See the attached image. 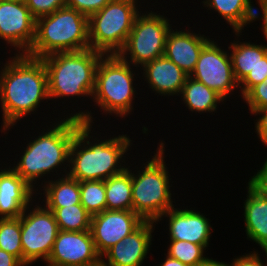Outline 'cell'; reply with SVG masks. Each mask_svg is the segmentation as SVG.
Instances as JSON below:
<instances>
[{
    "instance_id": "1",
    "label": "cell",
    "mask_w": 267,
    "mask_h": 266,
    "mask_svg": "<svg viewBox=\"0 0 267 266\" xmlns=\"http://www.w3.org/2000/svg\"><path fill=\"white\" fill-rule=\"evenodd\" d=\"M14 55L0 71L1 132L4 134L22 117L38 111L41 101L50 99L48 75L42 59L27 54Z\"/></svg>"
},
{
    "instance_id": "2",
    "label": "cell",
    "mask_w": 267,
    "mask_h": 266,
    "mask_svg": "<svg viewBox=\"0 0 267 266\" xmlns=\"http://www.w3.org/2000/svg\"><path fill=\"white\" fill-rule=\"evenodd\" d=\"M92 114L91 111L87 110L78 111L69 114V117L66 115V119L62 118L61 121L58 119L57 123L50 124V128L48 127L46 132L43 131L42 134L39 132V136L33 140L30 139L26 148L22 147L24 151L19 157L20 160L18 159L16 166L11 168L37 192L39 190V187L36 188L37 179H42L43 176L48 177V174L51 175L50 172L53 174L54 170L58 177L64 172V175H67L72 140L77 134V128L82 123L93 126ZM59 169L64 170H61L63 172L59 174V172L57 173Z\"/></svg>"
},
{
    "instance_id": "3",
    "label": "cell",
    "mask_w": 267,
    "mask_h": 266,
    "mask_svg": "<svg viewBox=\"0 0 267 266\" xmlns=\"http://www.w3.org/2000/svg\"><path fill=\"white\" fill-rule=\"evenodd\" d=\"M91 129L92 125L82 123L77 128V134L69 150L68 175L79 182L104 181L122 172L127 168L124 165L126 163L124 154L126 155L132 146V140L127 134L96 141L93 139Z\"/></svg>"
},
{
    "instance_id": "4",
    "label": "cell",
    "mask_w": 267,
    "mask_h": 266,
    "mask_svg": "<svg viewBox=\"0 0 267 266\" xmlns=\"http://www.w3.org/2000/svg\"><path fill=\"white\" fill-rule=\"evenodd\" d=\"M103 56L89 48L57 52L41 58L48 75L49 100L74 96L92 99L97 66Z\"/></svg>"
},
{
    "instance_id": "5",
    "label": "cell",
    "mask_w": 267,
    "mask_h": 266,
    "mask_svg": "<svg viewBox=\"0 0 267 266\" xmlns=\"http://www.w3.org/2000/svg\"><path fill=\"white\" fill-rule=\"evenodd\" d=\"M89 48L88 17L65 6L36 19L34 42L26 54L43 58L57 52H74Z\"/></svg>"
},
{
    "instance_id": "6",
    "label": "cell",
    "mask_w": 267,
    "mask_h": 266,
    "mask_svg": "<svg viewBox=\"0 0 267 266\" xmlns=\"http://www.w3.org/2000/svg\"><path fill=\"white\" fill-rule=\"evenodd\" d=\"M152 159L132 173L133 211L144 221L156 222L169 209L174 208L168 167L165 162V143H158ZM136 174H135V173Z\"/></svg>"
},
{
    "instance_id": "7",
    "label": "cell",
    "mask_w": 267,
    "mask_h": 266,
    "mask_svg": "<svg viewBox=\"0 0 267 266\" xmlns=\"http://www.w3.org/2000/svg\"><path fill=\"white\" fill-rule=\"evenodd\" d=\"M131 66L118 55H104L100 59L92 98L104 114L125 118L134 110L136 74Z\"/></svg>"
},
{
    "instance_id": "8",
    "label": "cell",
    "mask_w": 267,
    "mask_h": 266,
    "mask_svg": "<svg viewBox=\"0 0 267 266\" xmlns=\"http://www.w3.org/2000/svg\"><path fill=\"white\" fill-rule=\"evenodd\" d=\"M138 0H112L88 18L89 45L103 55H117L124 47L136 16ZM137 5V6H136Z\"/></svg>"
},
{
    "instance_id": "9",
    "label": "cell",
    "mask_w": 267,
    "mask_h": 266,
    "mask_svg": "<svg viewBox=\"0 0 267 266\" xmlns=\"http://www.w3.org/2000/svg\"><path fill=\"white\" fill-rule=\"evenodd\" d=\"M169 21L164 15L152 10L139 13L124 47L117 55L133 67L141 66L140 68L163 56L166 38L172 29Z\"/></svg>"
},
{
    "instance_id": "10",
    "label": "cell",
    "mask_w": 267,
    "mask_h": 266,
    "mask_svg": "<svg viewBox=\"0 0 267 266\" xmlns=\"http://www.w3.org/2000/svg\"><path fill=\"white\" fill-rule=\"evenodd\" d=\"M34 204L36 205L32 207L31 203L20 215L21 245L25 266L39 259L47 262L60 231L54 213L45 206H40L39 203Z\"/></svg>"
},
{
    "instance_id": "11",
    "label": "cell",
    "mask_w": 267,
    "mask_h": 266,
    "mask_svg": "<svg viewBox=\"0 0 267 266\" xmlns=\"http://www.w3.org/2000/svg\"><path fill=\"white\" fill-rule=\"evenodd\" d=\"M190 77L214 90L224 100L230 97L236 88L239 89L229 52L219 47L215 40H211L202 49Z\"/></svg>"
},
{
    "instance_id": "12",
    "label": "cell",
    "mask_w": 267,
    "mask_h": 266,
    "mask_svg": "<svg viewBox=\"0 0 267 266\" xmlns=\"http://www.w3.org/2000/svg\"><path fill=\"white\" fill-rule=\"evenodd\" d=\"M35 26L36 19L24 0H0V39L11 48L13 46L17 54H26L30 50Z\"/></svg>"
},
{
    "instance_id": "13",
    "label": "cell",
    "mask_w": 267,
    "mask_h": 266,
    "mask_svg": "<svg viewBox=\"0 0 267 266\" xmlns=\"http://www.w3.org/2000/svg\"><path fill=\"white\" fill-rule=\"evenodd\" d=\"M234 42V43H233ZM228 49L235 80L243 97L253 86L267 78V45L233 41Z\"/></svg>"
},
{
    "instance_id": "14",
    "label": "cell",
    "mask_w": 267,
    "mask_h": 266,
    "mask_svg": "<svg viewBox=\"0 0 267 266\" xmlns=\"http://www.w3.org/2000/svg\"><path fill=\"white\" fill-rule=\"evenodd\" d=\"M47 266H98V254L90 231H59Z\"/></svg>"
},
{
    "instance_id": "15",
    "label": "cell",
    "mask_w": 267,
    "mask_h": 266,
    "mask_svg": "<svg viewBox=\"0 0 267 266\" xmlns=\"http://www.w3.org/2000/svg\"><path fill=\"white\" fill-rule=\"evenodd\" d=\"M144 220L133 210H104L91 216L90 232L100 256L135 231Z\"/></svg>"
},
{
    "instance_id": "16",
    "label": "cell",
    "mask_w": 267,
    "mask_h": 266,
    "mask_svg": "<svg viewBox=\"0 0 267 266\" xmlns=\"http://www.w3.org/2000/svg\"><path fill=\"white\" fill-rule=\"evenodd\" d=\"M155 225L153 221H144L135 231L107 250L101 256V264L104 266H143L152 244Z\"/></svg>"
},
{
    "instance_id": "17",
    "label": "cell",
    "mask_w": 267,
    "mask_h": 266,
    "mask_svg": "<svg viewBox=\"0 0 267 266\" xmlns=\"http://www.w3.org/2000/svg\"><path fill=\"white\" fill-rule=\"evenodd\" d=\"M172 208L163 214L155 223L160 222L164 217L168 219L170 240H181L197 245L209 247L212 228L209 218L194 209Z\"/></svg>"
},
{
    "instance_id": "18",
    "label": "cell",
    "mask_w": 267,
    "mask_h": 266,
    "mask_svg": "<svg viewBox=\"0 0 267 266\" xmlns=\"http://www.w3.org/2000/svg\"><path fill=\"white\" fill-rule=\"evenodd\" d=\"M10 167L0 168V219L18 218L38 196Z\"/></svg>"
},
{
    "instance_id": "19",
    "label": "cell",
    "mask_w": 267,
    "mask_h": 266,
    "mask_svg": "<svg viewBox=\"0 0 267 266\" xmlns=\"http://www.w3.org/2000/svg\"><path fill=\"white\" fill-rule=\"evenodd\" d=\"M175 30L171 29L167 35L164 55L190 76L202 49L212 39L191 30Z\"/></svg>"
},
{
    "instance_id": "20",
    "label": "cell",
    "mask_w": 267,
    "mask_h": 266,
    "mask_svg": "<svg viewBox=\"0 0 267 266\" xmlns=\"http://www.w3.org/2000/svg\"><path fill=\"white\" fill-rule=\"evenodd\" d=\"M143 79L157 95L179 96L188 75L165 55L146 63Z\"/></svg>"
},
{
    "instance_id": "21",
    "label": "cell",
    "mask_w": 267,
    "mask_h": 266,
    "mask_svg": "<svg viewBox=\"0 0 267 266\" xmlns=\"http://www.w3.org/2000/svg\"><path fill=\"white\" fill-rule=\"evenodd\" d=\"M244 201V221L247 239H251L263 250L267 247V196L247 186Z\"/></svg>"
},
{
    "instance_id": "22",
    "label": "cell",
    "mask_w": 267,
    "mask_h": 266,
    "mask_svg": "<svg viewBox=\"0 0 267 266\" xmlns=\"http://www.w3.org/2000/svg\"><path fill=\"white\" fill-rule=\"evenodd\" d=\"M203 7L214 10L234 30L237 38L242 35V30L252 23L254 6L251 0H203Z\"/></svg>"
},
{
    "instance_id": "23",
    "label": "cell",
    "mask_w": 267,
    "mask_h": 266,
    "mask_svg": "<svg viewBox=\"0 0 267 266\" xmlns=\"http://www.w3.org/2000/svg\"><path fill=\"white\" fill-rule=\"evenodd\" d=\"M44 179L41 183L43 202L45 207H66L80 204V182L68 174L59 176L58 179ZM44 182V183H43ZM45 199V200H44Z\"/></svg>"
},
{
    "instance_id": "24",
    "label": "cell",
    "mask_w": 267,
    "mask_h": 266,
    "mask_svg": "<svg viewBox=\"0 0 267 266\" xmlns=\"http://www.w3.org/2000/svg\"><path fill=\"white\" fill-rule=\"evenodd\" d=\"M183 103L191 112L212 113L224 99L214 90L188 76L180 93Z\"/></svg>"
},
{
    "instance_id": "25",
    "label": "cell",
    "mask_w": 267,
    "mask_h": 266,
    "mask_svg": "<svg viewBox=\"0 0 267 266\" xmlns=\"http://www.w3.org/2000/svg\"><path fill=\"white\" fill-rule=\"evenodd\" d=\"M129 167L104 180L107 210H133L132 170Z\"/></svg>"
},
{
    "instance_id": "26",
    "label": "cell",
    "mask_w": 267,
    "mask_h": 266,
    "mask_svg": "<svg viewBox=\"0 0 267 266\" xmlns=\"http://www.w3.org/2000/svg\"><path fill=\"white\" fill-rule=\"evenodd\" d=\"M46 208L54 213L61 231H90L91 215L81 203L66 207Z\"/></svg>"
},
{
    "instance_id": "27",
    "label": "cell",
    "mask_w": 267,
    "mask_h": 266,
    "mask_svg": "<svg viewBox=\"0 0 267 266\" xmlns=\"http://www.w3.org/2000/svg\"><path fill=\"white\" fill-rule=\"evenodd\" d=\"M80 201L91 216L106 210L105 181H81Z\"/></svg>"
},
{
    "instance_id": "28",
    "label": "cell",
    "mask_w": 267,
    "mask_h": 266,
    "mask_svg": "<svg viewBox=\"0 0 267 266\" xmlns=\"http://www.w3.org/2000/svg\"><path fill=\"white\" fill-rule=\"evenodd\" d=\"M0 249L17 257L23 263L20 216L0 219Z\"/></svg>"
},
{
    "instance_id": "29",
    "label": "cell",
    "mask_w": 267,
    "mask_h": 266,
    "mask_svg": "<svg viewBox=\"0 0 267 266\" xmlns=\"http://www.w3.org/2000/svg\"><path fill=\"white\" fill-rule=\"evenodd\" d=\"M169 241L167 255L181 261L183 264L197 266L208 258L204 256L206 248L203 245L181 240Z\"/></svg>"
},
{
    "instance_id": "30",
    "label": "cell",
    "mask_w": 267,
    "mask_h": 266,
    "mask_svg": "<svg viewBox=\"0 0 267 266\" xmlns=\"http://www.w3.org/2000/svg\"><path fill=\"white\" fill-rule=\"evenodd\" d=\"M242 99L249 107L250 114L267 107V78L264 82L253 86Z\"/></svg>"
},
{
    "instance_id": "31",
    "label": "cell",
    "mask_w": 267,
    "mask_h": 266,
    "mask_svg": "<svg viewBox=\"0 0 267 266\" xmlns=\"http://www.w3.org/2000/svg\"><path fill=\"white\" fill-rule=\"evenodd\" d=\"M24 2L35 19L50 15L66 6L65 0H24Z\"/></svg>"
},
{
    "instance_id": "32",
    "label": "cell",
    "mask_w": 267,
    "mask_h": 266,
    "mask_svg": "<svg viewBox=\"0 0 267 266\" xmlns=\"http://www.w3.org/2000/svg\"><path fill=\"white\" fill-rule=\"evenodd\" d=\"M112 0H65L66 6L81 12L88 18L100 11Z\"/></svg>"
},
{
    "instance_id": "33",
    "label": "cell",
    "mask_w": 267,
    "mask_h": 266,
    "mask_svg": "<svg viewBox=\"0 0 267 266\" xmlns=\"http://www.w3.org/2000/svg\"><path fill=\"white\" fill-rule=\"evenodd\" d=\"M265 160L260 170L249 179L248 184L257 192L267 196V157Z\"/></svg>"
},
{
    "instance_id": "34",
    "label": "cell",
    "mask_w": 267,
    "mask_h": 266,
    "mask_svg": "<svg viewBox=\"0 0 267 266\" xmlns=\"http://www.w3.org/2000/svg\"><path fill=\"white\" fill-rule=\"evenodd\" d=\"M259 116L255 122V130L258 138L267 147V107L255 110L251 115Z\"/></svg>"
},
{
    "instance_id": "35",
    "label": "cell",
    "mask_w": 267,
    "mask_h": 266,
    "mask_svg": "<svg viewBox=\"0 0 267 266\" xmlns=\"http://www.w3.org/2000/svg\"><path fill=\"white\" fill-rule=\"evenodd\" d=\"M260 254H258L257 250L252 251L251 253L244 254L239 257L233 258V261L229 266H265L264 262L260 259ZM267 266V259H266Z\"/></svg>"
},
{
    "instance_id": "36",
    "label": "cell",
    "mask_w": 267,
    "mask_h": 266,
    "mask_svg": "<svg viewBox=\"0 0 267 266\" xmlns=\"http://www.w3.org/2000/svg\"><path fill=\"white\" fill-rule=\"evenodd\" d=\"M257 3L260 6V8H261L260 10L262 12H260L261 13V15H260V13L256 9H254L252 23L254 21L259 20L260 17L262 18L263 23L260 26L262 27L261 30L264 34V37L266 38V41H267V0H257Z\"/></svg>"
},
{
    "instance_id": "37",
    "label": "cell",
    "mask_w": 267,
    "mask_h": 266,
    "mask_svg": "<svg viewBox=\"0 0 267 266\" xmlns=\"http://www.w3.org/2000/svg\"><path fill=\"white\" fill-rule=\"evenodd\" d=\"M0 266H25L17 257L0 249Z\"/></svg>"
},
{
    "instance_id": "38",
    "label": "cell",
    "mask_w": 267,
    "mask_h": 266,
    "mask_svg": "<svg viewBox=\"0 0 267 266\" xmlns=\"http://www.w3.org/2000/svg\"><path fill=\"white\" fill-rule=\"evenodd\" d=\"M164 262H161L162 264L159 266H188L186 264H183L181 261L171 258L170 256L166 255ZM158 266V265H157Z\"/></svg>"
},
{
    "instance_id": "39",
    "label": "cell",
    "mask_w": 267,
    "mask_h": 266,
    "mask_svg": "<svg viewBox=\"0 0 267 266\" xmlns=\"http://www.w3.org/2000/svg\"><path fill=\"white\" fill-rule=\"evenodd\" d=\"M197 266H229V263L220 262L218 260H213V258H207L204 262L198 264Z\"/></svg>"
},
{
    "instance_id": "40",
    "label": "cell",
    "mask_w": 267,
    "mask_h": 266,
    "mask_svg": "<svg viewBox=\"0 0 267 266\" xmlns=\"http://www.w3.org/2000/svg\"><path fill=\"white\" fill-rule=\"evenodd\" d=\"M265 252V255H266V258H267V247L265 248V250H264Z\"/></svg>"
}]
</instances>
